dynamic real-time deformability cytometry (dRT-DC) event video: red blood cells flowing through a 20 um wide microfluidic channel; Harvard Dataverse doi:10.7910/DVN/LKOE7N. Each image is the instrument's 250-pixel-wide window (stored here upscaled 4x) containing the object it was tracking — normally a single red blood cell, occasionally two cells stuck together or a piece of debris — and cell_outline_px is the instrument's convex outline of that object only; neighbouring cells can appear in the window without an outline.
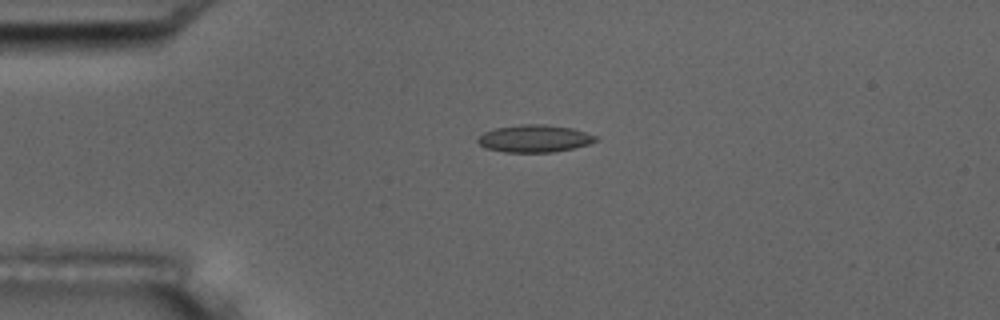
{"species": "common noctule bat (a hibernating species)", "species_latin": "Nyctalus noctula", "temperature_condition": "room temperature", "stored_images_in_passage": 5, "camera_frame_rate_fps": 3000, "um_per_image_px": 0.085, "animal": {"sex": "male", "body_mass_g": 17.5, "forearm_length_mm": 52.3}, "frame": {"image": 1, "passage_image": 4, "time_ms": 3.667, "image_size_px": [1000, 320], "cell_outline_px": [[600, 140], [576, 148], [552, 152], [504, 152], [484, 148], [476, 140], [484, 132], [496, 128], [520, 124], [544, 124], [572, 128], [596, 136]], "centroid_in_image_um": [45.44, 11.78], "position_along_channel_um": 39.6, "area_um2": 18.84}}